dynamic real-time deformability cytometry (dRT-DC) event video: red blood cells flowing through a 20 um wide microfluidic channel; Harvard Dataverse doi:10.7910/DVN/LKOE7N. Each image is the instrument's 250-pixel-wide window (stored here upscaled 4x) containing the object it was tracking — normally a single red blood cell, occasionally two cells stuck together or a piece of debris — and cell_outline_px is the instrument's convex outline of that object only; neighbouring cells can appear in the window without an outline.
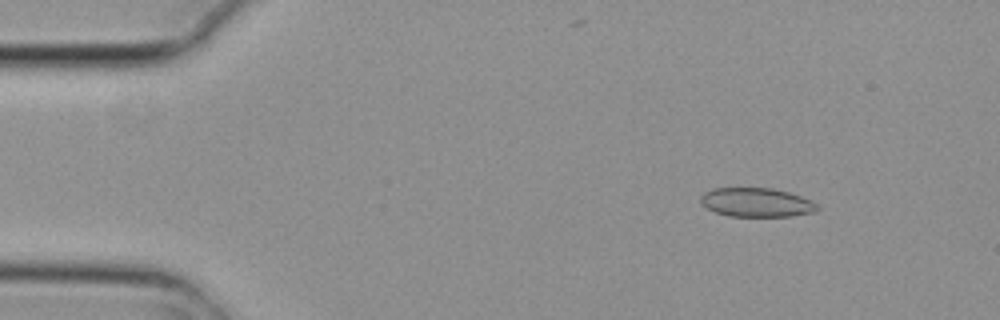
{"species": "common noctule bat (a hibernating species)", "species_latin": "Nyctalus noctula", "temperature_condition": "cold", "stored_images_in_passage": 8, "camera_frame_rate_fps": 3000, "um_per_image_px": 0.085, "animal": {"sex": "female", "body_mass_g": 29.2, "forearm_length_mm": 56.3}, "frame": {"image": 1, "passage_image": 2, "time_ms": 0.333, "image_size_px": [1000, 320], "cell_outline_px": [[820, 208], [812, 212], [792, 216], [728, 216], [716, 212], [700, 204], [700, 196], [704, 192], [712, 188], [772, 188], [788, 192], [800, 196], [816, 204]], "centroid_in_image_um": [64.25, 17.2], "position_along_channel_um": 20.8, "area_um2": 19.59}}
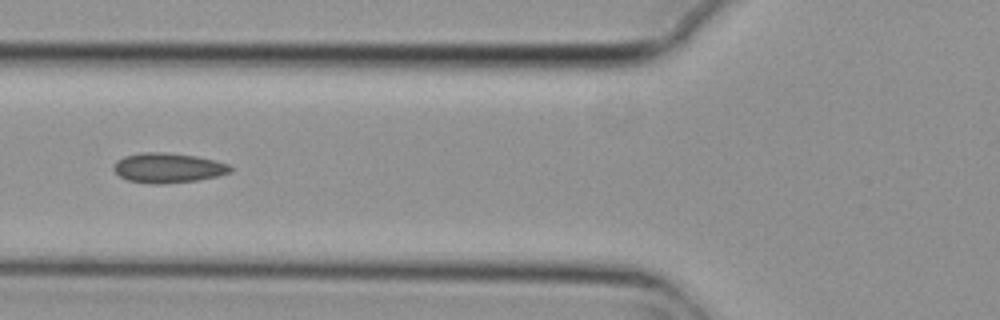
{"frame": {"image": 2, "passage_image": 6, "time_ms": 1.667, "image_size_px": [1000, 320], "cell_outline_px": [[232, 172], [216, 176], [196, 180], [164, 184], [152, 184], [128, 180], [120, 176], [112, 168], [116, 160], [124, 156], [140, 152], [164, 152], [196, 156], [216, 160], [228, 164], [232, 168]], "centroid_in_image_um": [14.27, 14.26], "position_along_channel_um": 111.5, "area_um2": 20.35}}
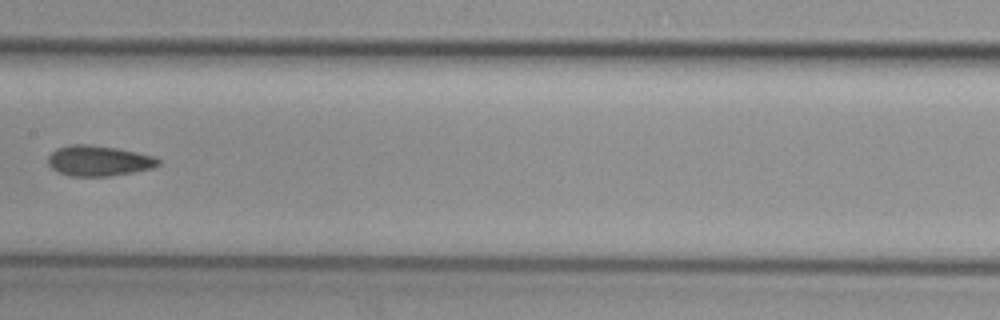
{"frame": {"image": 3, "passage_image": 8, "time_ms": 2.333, "image_size_px": [1000, 320], "cell_outline_px": [[160, 164], [152, 168], [132, 172], [108, 176], [72, 176], [60, 172], [52, 168], [48, 164], [48, 156], [56, 148], [68, 144], [88, 144], [116, 148], [156, 156], [160, 160]], "centroid_in_image_um": [8.39, 13.65], "position_along_channel_um": 199.0, "area_um2": 19.54}}